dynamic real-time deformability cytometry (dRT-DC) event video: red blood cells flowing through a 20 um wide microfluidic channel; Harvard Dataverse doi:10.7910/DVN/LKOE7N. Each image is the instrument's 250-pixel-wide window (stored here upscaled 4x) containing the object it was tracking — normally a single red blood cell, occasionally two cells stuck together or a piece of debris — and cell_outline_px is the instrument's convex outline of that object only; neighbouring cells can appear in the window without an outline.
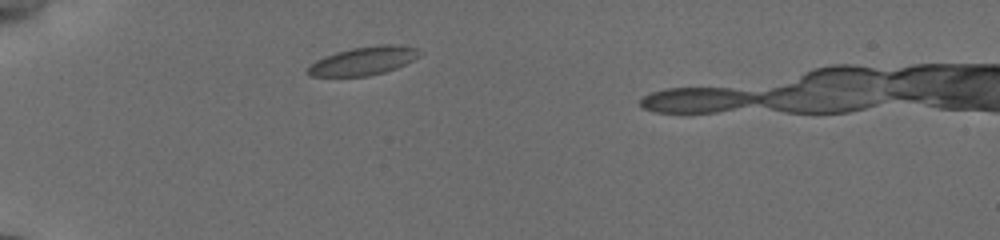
{"species": "common noctule bat (a hibernating species)", "species_latin": "Nyctalus noctula", "temperature_condition": "cold", "stored_images_in_passage": 37, "camera_frame_rate_fps": 3000, "um_per_image_px": 0.085, "animal": {"sex": "female", "body_mass_g": 19.5, "forearm_length_mm": 54.1}, "frame": {"image": 1, "passage_image": 2, "time_ms": 0.333, "image_size_px": [1000, 240], "cell_outline_px": [[416, 56], [404, 64], [384, 72], [364, 76], [312, 76], [308, 72], [308, 68], [312, 64], [324, 56], [336, 52], [352, 48], [380, 44], [396, 44], [416, 48]], "centroid_in_image_um": [30.84, 5.16], "position_along_channel_um": 54.2, "area_um2": 17.8}}
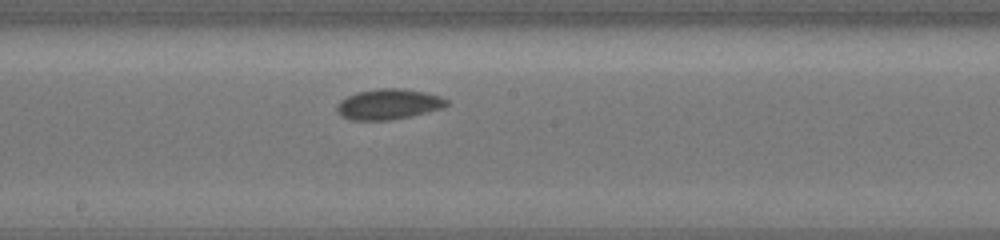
{"frame": {"image": 2, "passage_image": 17, "time_ms": 5.333, "image_size_px": [1000, 240], "cell_outline_px": [[448, 104], [440, 108], [408, 116], [388, 120], [352, 120], [344, 116], [336, 108], [348, 96], [356, 92], [376, 88], [404, 88], [424, 92], [440, 96], [448, 100]], "centroid_in_image_um": [33.05, 8.83], "position_along_channel_um": 215.2, "area_um2": 18.96}}
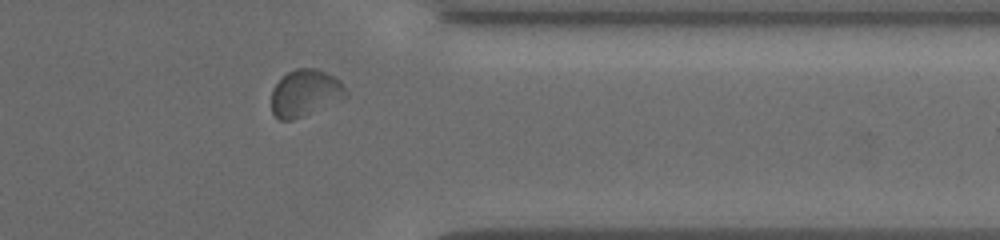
{"frame": {"image": 3, "passage_image": 31, "time_ms": 10.0, "image_size_px": [1000, 240], "cell_outline_px": [[348, 96], [292, 120], [280, 120], [272, 112], [272, 88], [288, 72], [296, 68], [316, 68], [340, 80], [348, 92]], "centroid_in_image_um": [25.93, 7.89], "position_along_channel_um": 385.5, "area_um2": 19.88}}